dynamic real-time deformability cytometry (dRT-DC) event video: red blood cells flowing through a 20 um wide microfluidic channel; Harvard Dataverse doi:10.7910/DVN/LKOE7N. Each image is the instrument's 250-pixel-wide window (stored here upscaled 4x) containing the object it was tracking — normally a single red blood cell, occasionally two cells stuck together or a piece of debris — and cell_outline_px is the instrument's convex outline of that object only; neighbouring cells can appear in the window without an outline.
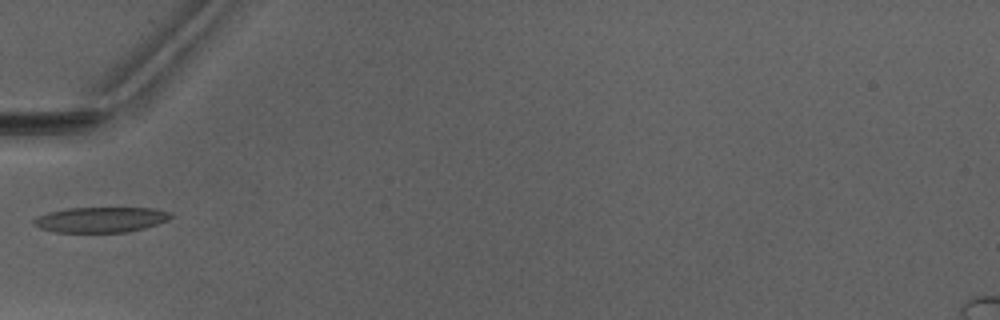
{"species": "Egyptian fruit bat (a non-hibernating species)", "species_latin": "Rousettus aegyptiacus", "temperature_condition": "warm", "stored_images_in_passage": 4, "camera_frame_rate_fps": 3000, "um_per_image_px": 0.085, "animal": {"sex": "male"}, "frame": {"image": 1, "passage_image": 4, "time_ms": 4.0, "image_size_px": [1000, 320], "cell_outline_px": [[176, 216], [168, 220], [144, 228], [124, 232], [52, 232], [40, 228], [32, 224], [32, 220], [36, 216], [48, 212], [68, 208], [152, 208], [168, 212]], "centroid_in_image_um": [8.52, 18.67], "position_along_channel_um": 76.5, "area_um2": 20.29}}